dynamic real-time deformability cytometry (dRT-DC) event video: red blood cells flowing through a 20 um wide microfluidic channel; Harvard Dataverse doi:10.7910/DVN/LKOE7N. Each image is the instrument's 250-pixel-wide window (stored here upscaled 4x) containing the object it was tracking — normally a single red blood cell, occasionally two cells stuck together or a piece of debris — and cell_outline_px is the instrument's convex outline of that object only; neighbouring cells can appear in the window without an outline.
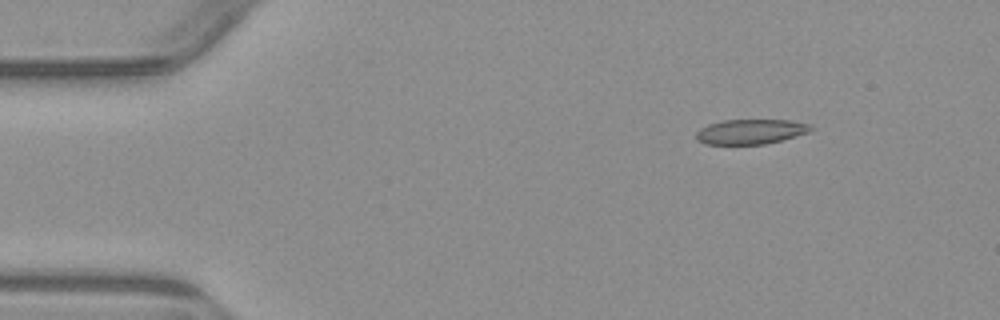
{"species": "common noctule bat (a hibernating species)", "species_latin": "Nyctalus noctula", "temperature_condition": "warm", "stored_images_in_passage": 5, "camera_frame_rate_fps": 3000, "um_per_image_px": 0.085, "animal": {"sex": "male", "body_mass_g": 23.1, "forearm_length_mm": 52.7}, "frame": {"image": 1, "passage_image": 2, "time_ms": 1.333, "image_size_px": [1000, 320], "cell_outline_px": [[816, 128], [808, 132], [796, 136], [764, 144], [704, 144], [696, 140], [696, 132], [700, 128], [708, 124], [724, 120], [788, 120], [808, 124]], "centroid_in_image_um": [63.78, 11.19], "position_along_channel_um": 21.2, "area_um2": 16.59}}
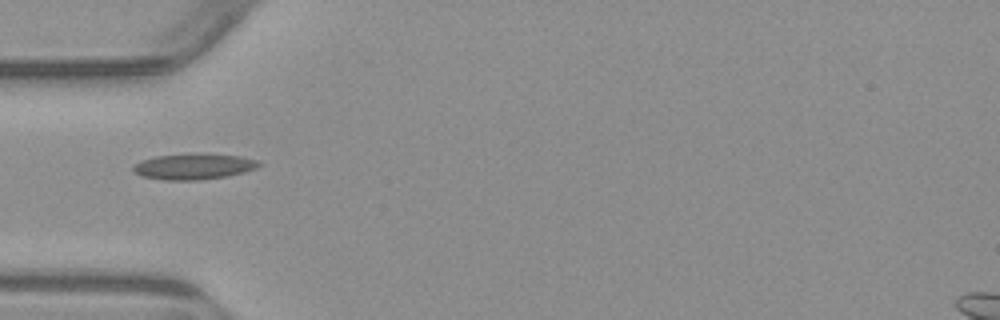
{"frame": {"image": 2, "passage_image": 4, "time_ms": 4.667, "image_size_px": [1000, 320], "cell_outline_px": [[264, 164], [256, 168], [244, 172], [228, 176], [200, 180], [164, 180], [140, 176], [132, 172], [132, 164], [140, 160], [156, 156], [196, 152], [240, 156], [256, 160]], "centroid_in_image_um": [16.42, 14.14], "position_along_channel_um": 68.6, "area_um2": 19.48}}
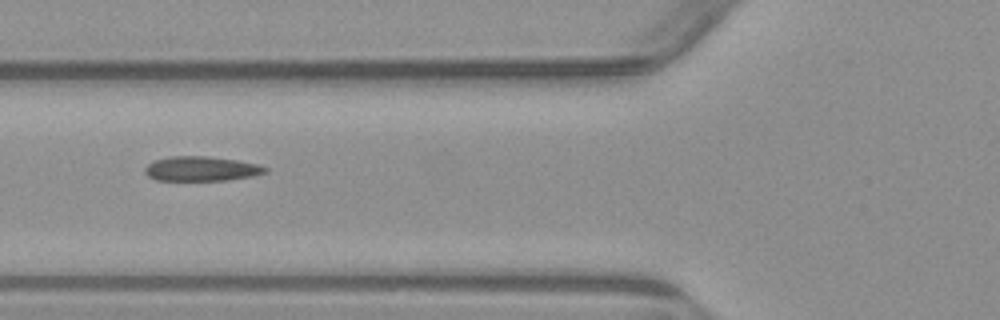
{"frame": {"image": 3, "passage_image": 5, "time_ms": 5.667, "image_size_px": [1000, 320], "cell_outline_px": [[268, 172], [252, 176], [228, 180], [156, 180], [148, 176], [144, 172], [144, 168], [148, 164], [156, 160], [168, 156], [208, 156], [236, 160], [256, 164], [268, 168]], "centroid_in_image_um": [17.1, 14.34], "position_along_channel_um": 108.7, "area_um2": 17.22}}